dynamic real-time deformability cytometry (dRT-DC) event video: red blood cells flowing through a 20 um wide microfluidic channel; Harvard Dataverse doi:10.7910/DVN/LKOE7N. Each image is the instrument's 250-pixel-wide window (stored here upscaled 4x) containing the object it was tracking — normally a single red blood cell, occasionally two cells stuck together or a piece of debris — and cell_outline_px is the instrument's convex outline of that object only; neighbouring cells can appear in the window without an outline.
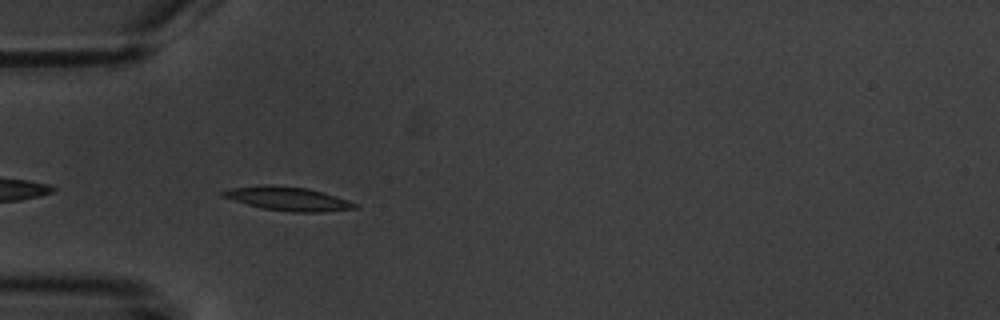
{"species": "common noctule bat (a hibernating species)", "species_latin": "Nyctalus noctula", "temperature_condition": "warm", "stored_images_in_passage": 7, "camera_frame_rate_fps": 3000, "um_per_image_px": 0.085, "animal": {"sex": "male", "body_mass_g": 20.1, "forearm_length_mm": 53.5}, "frame": {"image": 1, "passage_image": 6, "time_ms": 5.667, "image_size_px": [1000, 320], "cell_outline_px": [[356, 208], [320, 212], [292, 212], [264, 208], [232, 200], [220, 196], [220, 192], [232, 188], [268, 184], [272, 184], [308, 188], [336, 196], [348, 200], [356, 204]], "centroid_in_image_um": [24.44, 16.88], "position_along_channel_um": 60.6, "area_um2": 18.09}}